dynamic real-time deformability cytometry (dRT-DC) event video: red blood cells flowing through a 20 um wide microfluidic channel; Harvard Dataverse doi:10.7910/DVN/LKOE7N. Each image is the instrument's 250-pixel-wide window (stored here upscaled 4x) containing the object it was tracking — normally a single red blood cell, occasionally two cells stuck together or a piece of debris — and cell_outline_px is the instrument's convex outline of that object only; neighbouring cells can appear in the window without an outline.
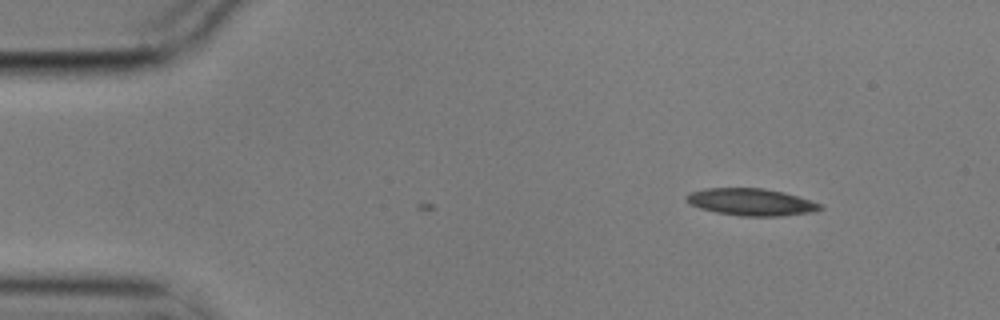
{"species": "common noctule bat (a hibernating species)", "species_latin": "Nyctalus noctula", "temperature_condition": "cold", "stored_images_in_passage": 10, "camera_frame_rate_fps": 3000, "um_per_image_px": 0.085, "animal": {"sex": "male", "body_mass_g": 17.9}, "frame": {"image": 1, "passage_image": 1, "time_ms": 0.0, "image_size_px": [1000, 320], "cell_outline_px": [[824, 208], [816, 212], [780, 216], [740, 216], [716, 212], [700, 208], [692, 204], [684, 196], [692, 192], [704, 188], [764, 188], [784, 192], [824, 204]], "centroid_in_image_um": [63.93, 17.17], "position_along_channel_um": 21.1, "area_um2": 21.21}}
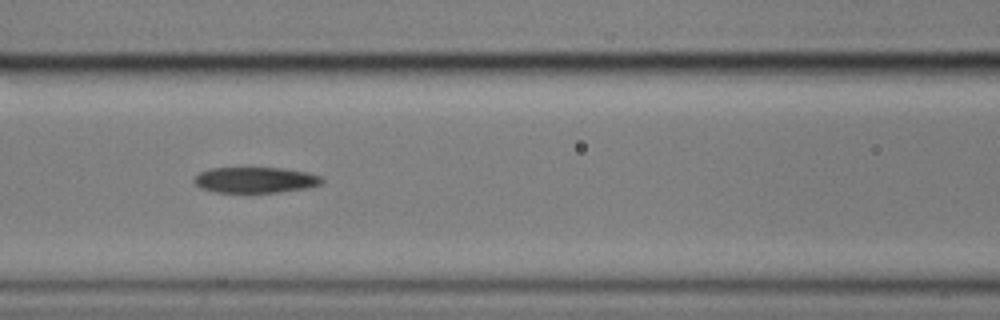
{"frame": {"image": 2, "passage_image": 6, "time_ms": 1.667, "image_size_px": [1000, 320], "cell_outline_px": [[324, 180], [320, 184], [308, 188], [276, 192], [216, 192], [200, 188], [192, 180], [200, 172], [208, 168], [280, 168], [308, 172], [324, 176]], "centroid_in_image_um": [21.72, 15.29], "position_along_channel_um": 144.9, "area_um2": 19.25}}
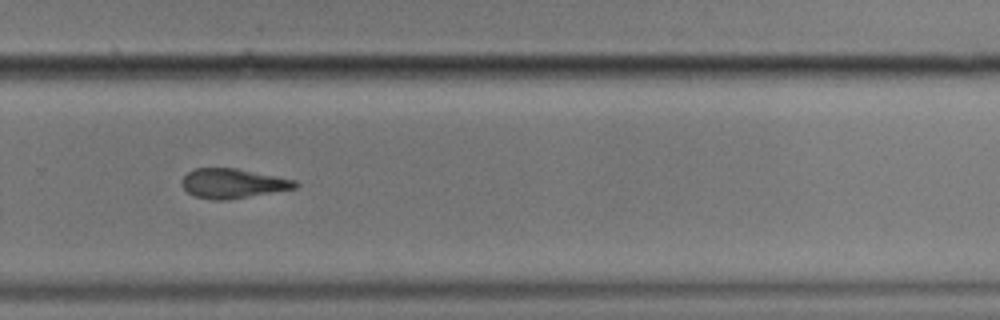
{"frame": {"image": 3, "passage_image": 10, "time_ms": 3.0, "image_size_px": [1000, 320], "cell_outline_px": [[300, 184], [296, 188], [228, 200], [216, 200], [196, 196], [188, 192], [184, 188], [184, 176], [188, 172], [196, 168], [236, 168], [296, 180]], "centroid_in_image_um": [19.84, 15.59], "position_along_channel_um": 310.0, "area_um2": 19.25}}